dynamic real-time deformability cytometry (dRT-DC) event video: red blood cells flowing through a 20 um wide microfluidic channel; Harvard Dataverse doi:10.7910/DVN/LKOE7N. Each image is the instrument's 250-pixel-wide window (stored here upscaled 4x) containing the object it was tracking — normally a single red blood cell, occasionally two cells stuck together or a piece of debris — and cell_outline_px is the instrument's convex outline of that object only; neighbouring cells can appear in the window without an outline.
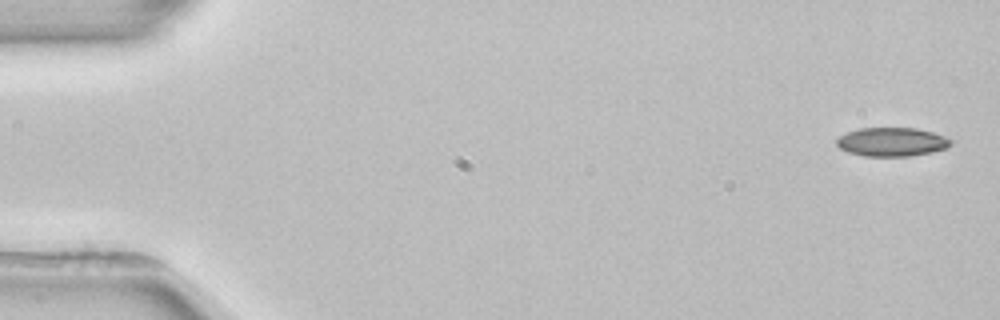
{"species": "common noctule bat (a hibernating species)", "species_latin": "Nyctalus noctula", "temperature_condition": "room temperature", "stored_images_in_passage": 5, "camera_frame_rate_fps": 3000, "um_per_image_px": 0.085, "animal": {"sex": "female", "body_mass_g": 22.7, "forearm_length_mm": 54.2}, "frame": {"image": 1, "passage_image": 1, "time_ms": 0.0, "image_size_px": [1000, 320], "cell_outline_px": [[952, 144], [948, 148], [932, 152], [912, 156], [864, 156], [848, 152], [840, 148], [836, 144], [836, 140], [840, 136], [848, 132], [860, 128], [916, 128], [932, 132], [944, 136], [952, 140]], "centroid_in_image_um": [75.83, 12.07], "position_along_channel_um": 9.2, "area_um2": 19.19}}
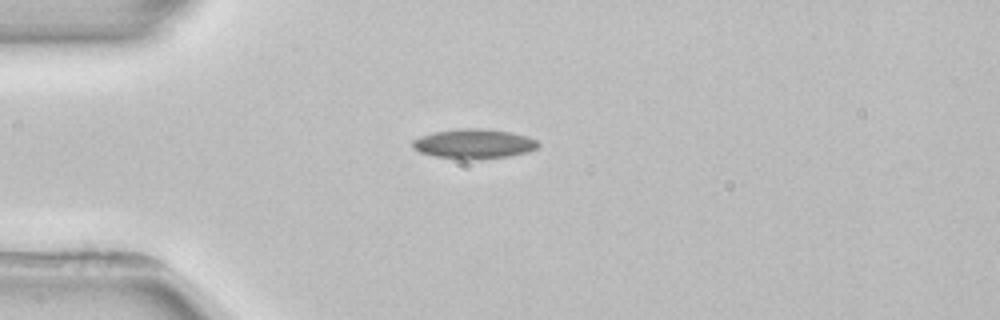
{"frame": {"image": 2, "passage_image": 4, "time_ms": 4.0, "image_size_px": [1000, 320], "cell_outline_px": [[540, 144], [536, 148], [528, 152], [508, 156], [472, 160], [464, 160], [436, 156], [420, 152], [412, 148], [412, 140], [420, 136], [432, 132], [460, 128], [484, 128], [512, 132], [528, 136], [536, 140]], "centroid_in_image_um": [40.27, 12.22], "position_along_channel_um": 44.7, "area_um2": 21.96}}
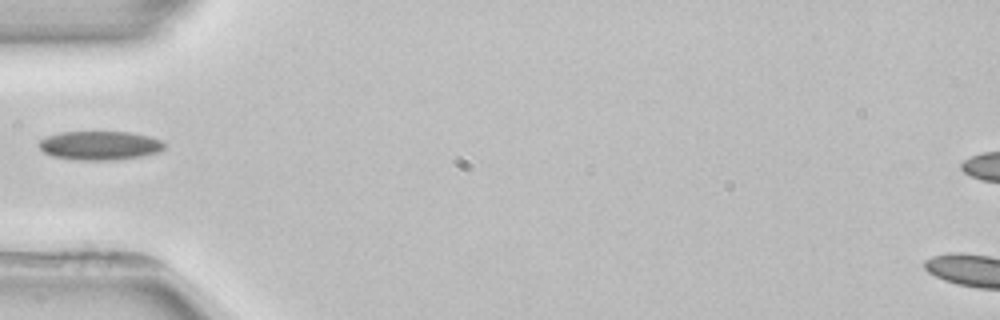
{"frame": {"image": 3, "passage_image": 5, "time_ms": 5.333, "image_size_px": [1000, 320], "cell_outline_px": [[164, 148], [160, 152], [140, 156], [116, 160], [76, 160], [52, 156], [44, 152], [36, 144], [40, 140], [48, 136], [60, 132], [132, 132], [152, 136], [160, 140], [164, 144]], "centroid_in_image_um": [8.48, 12.36], "position_along_channel_um": 76.5, "area_um2": 21.27}}